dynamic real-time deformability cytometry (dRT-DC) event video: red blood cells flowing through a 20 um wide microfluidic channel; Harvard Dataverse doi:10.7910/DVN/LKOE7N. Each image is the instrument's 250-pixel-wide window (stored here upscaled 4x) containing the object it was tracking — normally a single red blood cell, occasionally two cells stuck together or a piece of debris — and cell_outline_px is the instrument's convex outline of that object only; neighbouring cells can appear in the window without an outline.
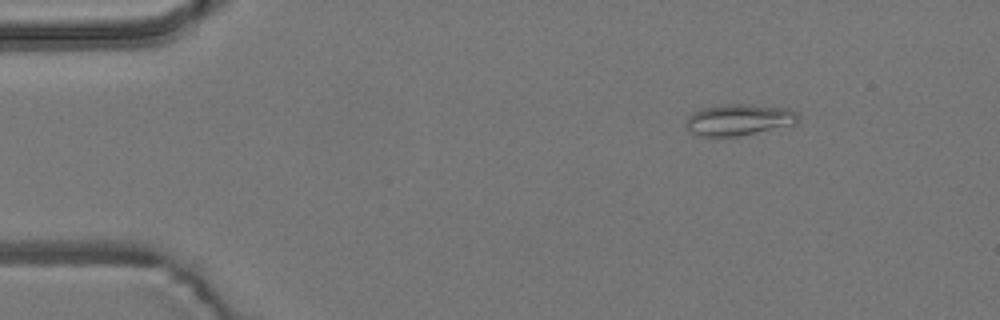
{"species": "common noctule bat (a hibernating species)", "species_latin": "Nyctalus noctula", "temperature_condition": "room temperature", "stored_images_in_passage": 5, "camera_frame_rate_fps": 3000, "um_per_image_px": 0.085, "animal": {"sex": "male", "body_mass_g": 19.2, "forearm_length_mm": 51.8}, "frame": {"image": 1, "passage_image": 1, "time_ms": 0.0, "image_size_px": [1000, 320], "cell_outline_px": [[800, 116], [796, 124], [736, 136], [700, 136], [688, 132], [684, 124], [688, 116], [692, 112], [700, 108], [720, 104], [748, 104], [792, 108]], "centroid_in_image_um": [62.77, 10.16], "position_along_channel_um": 22.2, "area_um2": 20.87}}
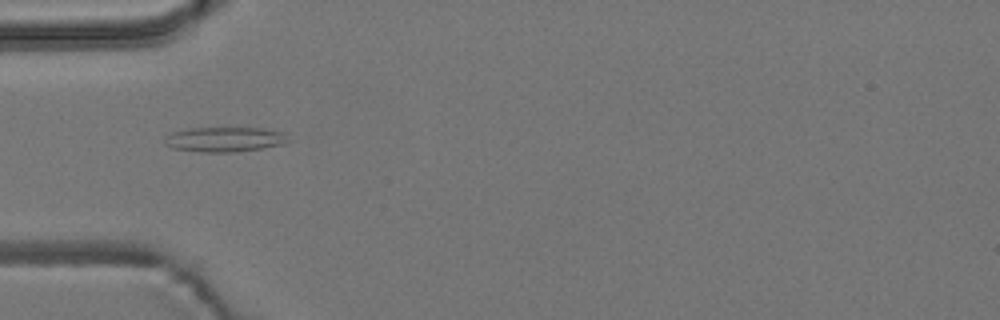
{"frame": {"image": 2, "passage_image": 4, "time_ms": 3.333, "image_size_px": [1000, 320], "cell_outline_px": [[288, 140], [284, 144], [236, 152], [200, 152], [172, 148], [164, 144], [164, 136], [172, 132], [188, 128], [264, 128], [284, 132]], "centroid_in_image_um": [19.05, 11.84], "position_along_channel_um": 66.0, "area_um2": 17.98}}
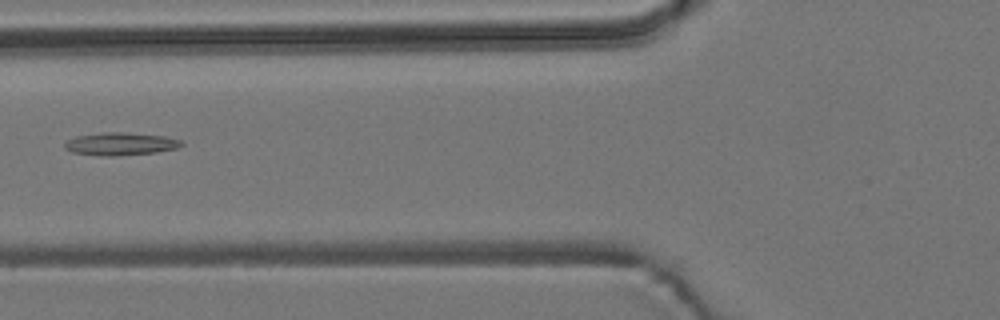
{"frame": {"image": 3, "passage_image": 5, "time_ms": 4.667, "image_size_px": [1000, 320], "cell_outline_px": [[184, 144], [176, 148], [156, 152], [116, 156], [100, 156], [72, 152], [64, 148], [64, 144], [68, 140], [76, 136], [100, 132], [128, 132], [164, 136], [180, 140]], "centroid_in_image_um": [10.21, 12.22], "position_along_channel_um": 115.6, "area_um2": 15.55}}